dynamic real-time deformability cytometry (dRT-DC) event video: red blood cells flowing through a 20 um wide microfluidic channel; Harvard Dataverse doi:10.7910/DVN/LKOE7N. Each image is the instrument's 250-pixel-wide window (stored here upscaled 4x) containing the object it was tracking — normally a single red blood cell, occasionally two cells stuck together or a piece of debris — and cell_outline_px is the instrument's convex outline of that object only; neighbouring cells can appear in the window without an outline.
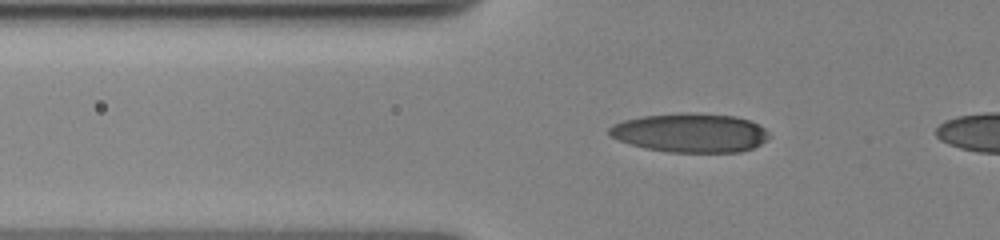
{"species": "human", "species_latin": "Homo sapiens", "temperature_condition": "cold", "stored_images_in_passage": 6, "camera_frame_rate_fps": 3000, "um_per_image_px": 0.085, "donor": {"sex": "female"}, "frame": {"image": 1, "passage_image": 3, "time_ms": 0.667, "image_size_px": [1000, 240], "cell_outline_px": [[772, 136], [760, 144], [752, 148], [740, 152], [668, 152], [644, 148], [620, 140], [612, 136], [608, 132], [608, 128], [612, 124], [624, 120], [644, 116], [680, 112], [684, 112], [736, 116], [748, 120], [764, 128]], "centroid_in_image_um": [58.69, 11.29], "position_along_channel_um": 67.1, "area_um2": 36.3}}